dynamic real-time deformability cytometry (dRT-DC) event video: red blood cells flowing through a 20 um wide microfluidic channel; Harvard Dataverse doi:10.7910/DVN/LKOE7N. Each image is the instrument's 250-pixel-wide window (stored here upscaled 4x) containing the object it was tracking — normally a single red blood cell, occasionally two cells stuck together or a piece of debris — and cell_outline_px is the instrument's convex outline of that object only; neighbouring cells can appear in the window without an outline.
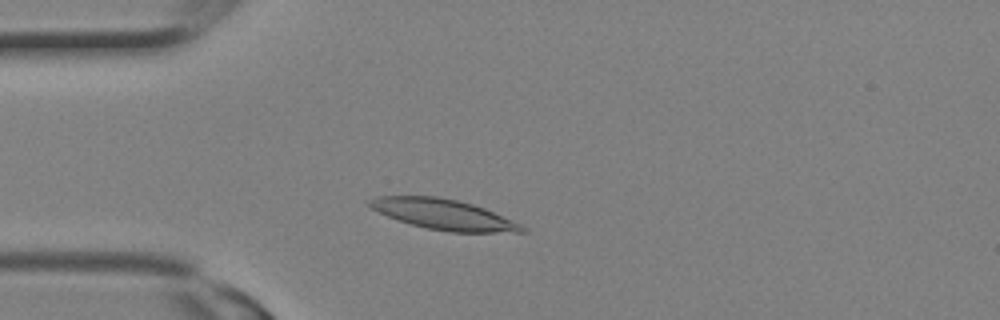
{"species": "Egyptian fruit bat (a non-hibernating species)", "species_latin": "Rousettus aegyptiacus", "temperature_condition": "room temperature", "stored_images_in_passage": 2, "camera_frame_rate_fps": 3000, "um_per_image_px": 0.085, "animal": {"sex": "female"}, "frame": {"image": 1, "passage_image": 2, "time_ms": 0.333, "image_size_px": [1000, 320], "cell_outline_px": [[528, 232], [448, 232], [428, 228], [412, 224], [388, 216], [372, 208], [364, 200], [376, 196], [440, 196], [472, 204], [484, 208], [512, 220], [520, 224]], "centroid_in_image_um": [37.68, 18.21], "position_along_channel_um": 47.3, "area_um2": 26.7}}